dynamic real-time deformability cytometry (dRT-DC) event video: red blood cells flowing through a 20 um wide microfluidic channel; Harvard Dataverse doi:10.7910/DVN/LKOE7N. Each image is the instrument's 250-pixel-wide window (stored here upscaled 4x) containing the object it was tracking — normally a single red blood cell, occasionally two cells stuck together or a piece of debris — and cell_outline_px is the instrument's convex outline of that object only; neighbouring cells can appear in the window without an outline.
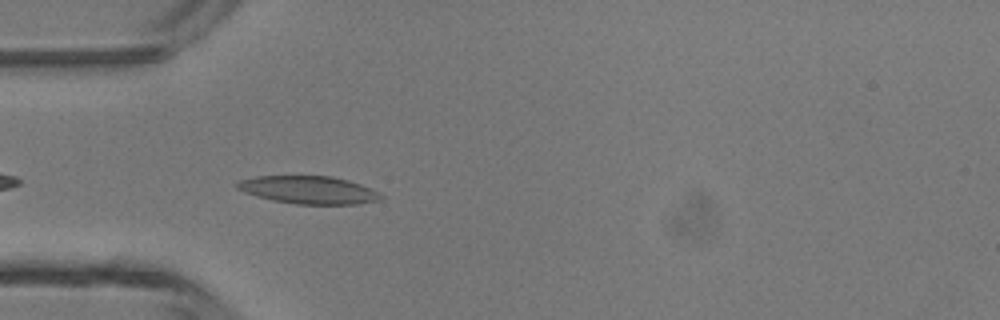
{"species": "common noctule bat (a hibernating species)", "species_latin": "Nyctalus noctula", "temperature_condition": "room temperature", "stored_images_in_passage": 27, "camera_frame_rate_fps": 3000, "um_per_image_px": 0.085, "animal": {"sex": "male", "body_mass_g": 13.3}, "frame": {"image": 1, "passage_image": 4, "time_ms": 1.0, "image_size_px": [1000, 320], "cell_outline_px": [[384, 196], [380, 200], [360, 204], [296, 204], [272, 200], [256, 196], [244, 192], [236, 188], [236, 184], [240, 180], [256, 176], [332, 176], [348, 180], [360, 184], [380, 192]], "centroid_in_image_um": [26.26, 16.14], "position_along_channel_um": 58.7, "area_um2": 23.35}}
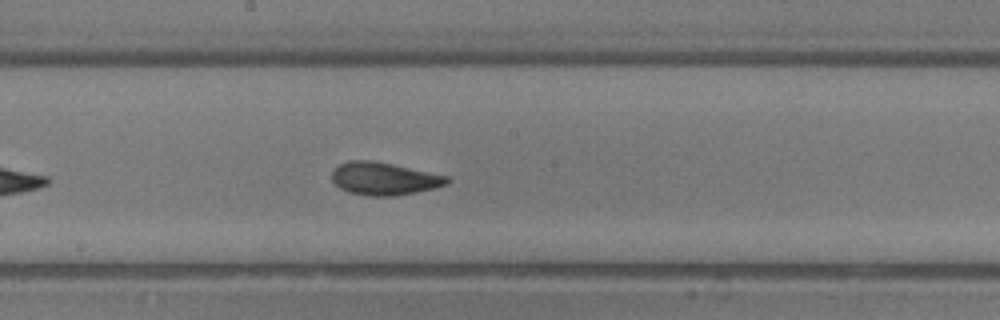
{"frame": {"image": 2, "passage_image": 15, "time_ms": 4.667, "image_size_px": [1000, 320], "cell_outline_px": [[452, 180], [448, 184], [436, 188], [396, 196], [368, 196], [348, 192], [340, 188], [332, 180], [332, 172], [340, 164], [348, 160], [372, 160], [392, 164], [448, 176]], "centroid_in_image_um": [32.67, 15.19], "position_along_channel_um": 215.5, "area_um2": 22.02}}
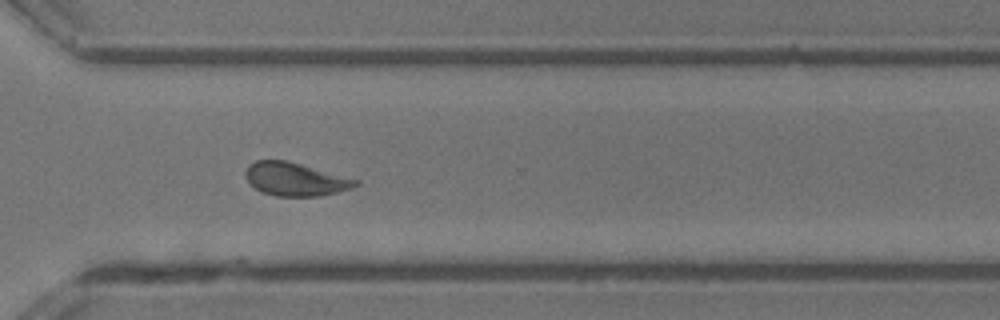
{"frame": {"image": 3, "passage_image": 24, "time_ms": 7.667, "image_size_px": [1000, 320], "cell_outline_px": [[360, 184], [352, 188], [320, 196], [276, 196], [260, 192], [244, 176], [244, 172], [248, 164], [256, 160], [288, 160], [360, 180]], "centroid_in_image_um": [25.1, 15.22], "position_along_channel_um": 345.5, "area_um2": 21.5}, "authors_computed_cell_mechanics": {"area_um2": 21.8484, "velocity_mm_per_s": 4.3534, "shape_relaxation_time_tau1_ms": 3.0773, "shape_relaxation_time_tau2_ms": 1.6827, "deformation_change_tau1": 0.1286, "deformation_change_tau2": 0.0769}}